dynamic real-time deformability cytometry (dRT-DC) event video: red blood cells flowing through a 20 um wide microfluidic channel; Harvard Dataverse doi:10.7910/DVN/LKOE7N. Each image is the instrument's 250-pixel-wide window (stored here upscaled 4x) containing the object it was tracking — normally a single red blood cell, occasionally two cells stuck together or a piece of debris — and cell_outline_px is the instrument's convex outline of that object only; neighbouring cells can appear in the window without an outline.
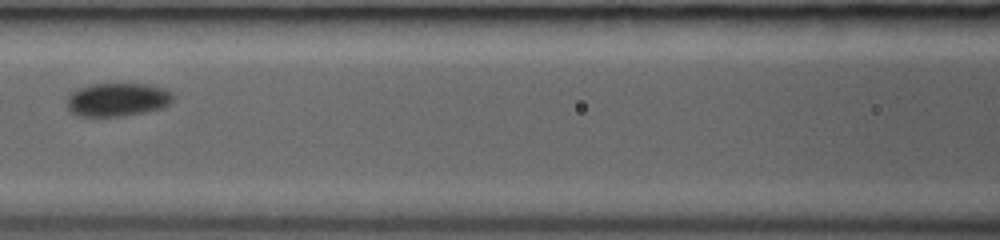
{"species": "common noctule bat (a hibernating species)", "species_latin": "Nyctalus noctula", "temperature_condition": "room temperature", "stored_images_in_passage": 9, "camera_frame_rate_fps": 3000, "um_per_image_px": 0.085, "animal": {"sex": "female", "body_mass_g": 19.0, "forearm_length_mm": 53.3}, "frame": {"image": 1, "passage_image": 6, "time_ms": 4.667, "image_size_px": [1000, 240], "cell_outline_px": [[172, 100], [164, 108], [124, 116], [80, 116], [68, 112], [68, 96], [76, 88], [88, 84], [148, 84], [164, 88], [172, 96]], "centroid_in_image_um": [9.94, 8.47], "position_along_channel_um": 156.7, "area_um2": 20.69}}
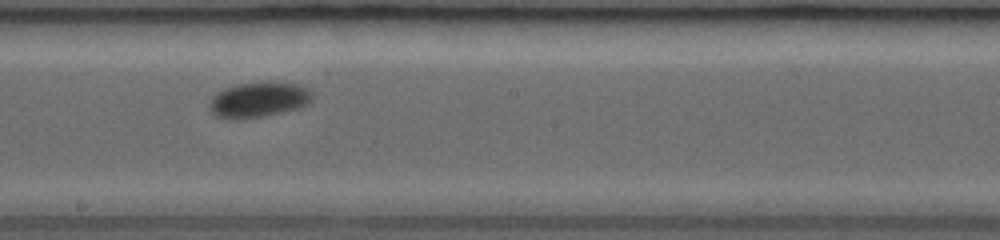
{"frame": {"image": 2, "passage_image": 8, "time_ms": 6.333, "image_size_px": [1000, 240], "cell_outline_px": [[312, 100], [308, 104], [300, 108], [264, 116], [236, 120], [228, 120], [216, 116], [208, 108], [208, 104], [224, 88], [236, 84], [296, 84], [308, 88], [312, 92]], "centroid_in_image_um": [21.98, 8.53], "position_along_channel_um": 226.2, "area_um2": 20.69}}